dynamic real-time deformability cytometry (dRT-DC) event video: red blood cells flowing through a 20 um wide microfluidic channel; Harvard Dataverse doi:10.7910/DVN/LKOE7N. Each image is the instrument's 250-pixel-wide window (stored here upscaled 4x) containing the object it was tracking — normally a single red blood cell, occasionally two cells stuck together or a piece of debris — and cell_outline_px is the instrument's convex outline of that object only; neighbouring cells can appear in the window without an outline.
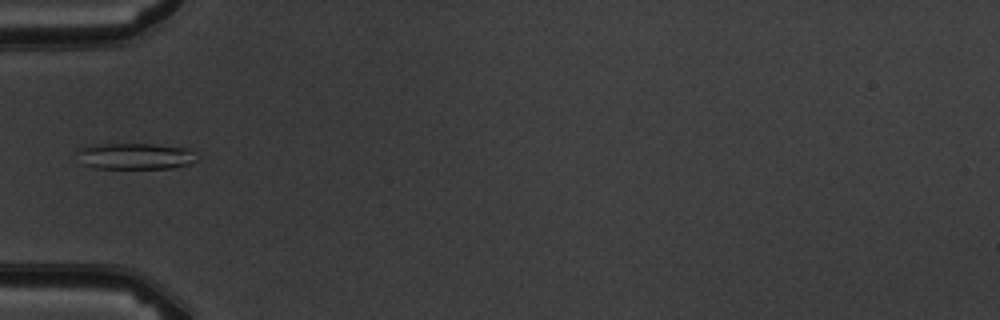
{"species": "common noctule bat (a hibernating species)", "species_latin": "Nyctalus noctula", "temperature_condition": "warm", "stored_images_in_passage": 1, "camera_frame_rate_fps": 3000, "um_per_image_px": 0.085, "animal": {"sex": "male", "body_mass_g": 19.5, "forearm_length_mm": 54.6}, "frame": {"image": 1, "passage_image": 1, "time_ms": 0.0, "image_size_px": [1000, 320], "cell_outline_px": [[200, 160], [188, 164], [172, 168], [96, 168], [84, 164], [76, 152], [84, 144], [152, 144], [188, 148], [196, 152]], "centroid_in_image_um": [11.53, 13.26], "position_along_channel_um": 73.5, "area_um2": 18.55}}